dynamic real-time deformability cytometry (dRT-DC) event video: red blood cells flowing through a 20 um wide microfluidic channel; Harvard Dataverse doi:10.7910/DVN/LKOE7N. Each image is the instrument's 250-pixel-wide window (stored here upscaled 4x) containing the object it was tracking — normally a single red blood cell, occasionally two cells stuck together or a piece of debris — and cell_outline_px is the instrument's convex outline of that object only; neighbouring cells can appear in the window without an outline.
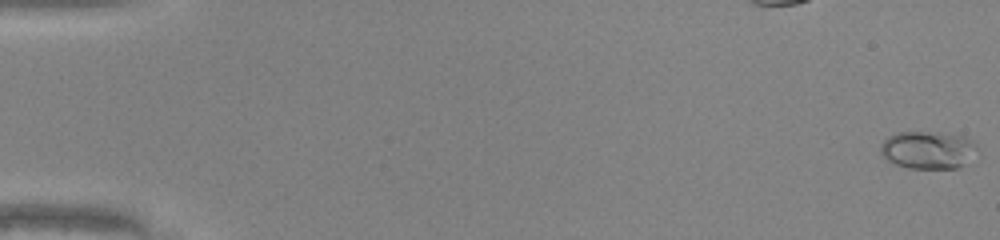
{"species": "common noctule bat (a hibernating species)", "species_latin": "Nyctalus noctula", "temperature_condition": "warm", "stored_images_in_passage": 50, "camera_frame_rate_fps": 3000, "um_per_image_px": 0.085, "animal": {"sex": "male", "body_mass_g": 20.0, "forearm_length_mm": 53.3}, "frame": {"image": 1, "passage_image": 1, "time_ms": 0.0, "image_size_px": [1000, 240], "cell_outline_px": [[980, 152], [956, 168], [908, 168], [884, 160], [880, 152], [880, 144], [888, 136], [896, 132], [940, 132], [964, 136], [972, 140], [976, 144]], "centroid_in_image_um": [78.87, 12.73], "position_along_channel_um": 6.1, "area_um2": 21.56}}
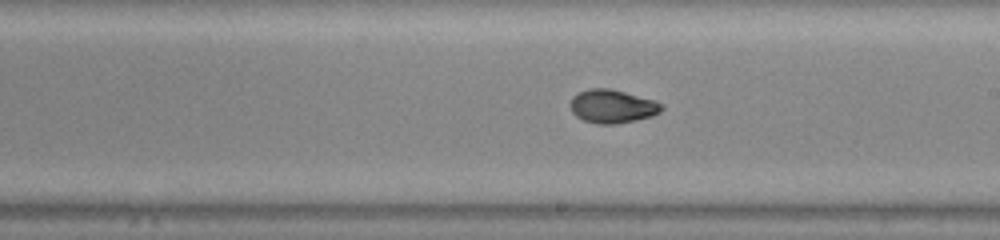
{"frame": {"image": 2, "passage_image": 30, "time_ms": 9.667, "image_size_px": [1000, 240], "cell_outline_px": [[664, 108], [660, 112], [652, 116], [636, 120], [616, 124], [596, 124], [584, 120], [576, 116], [572, 112], [568, 104], [572, 96], [588, 88], [608, 88], [656, 100], [664, 104]], "centroid_in_image_um": [52.05, 9.04], "position_along_channel_um": 237.0, "area_um2": 18.03}}
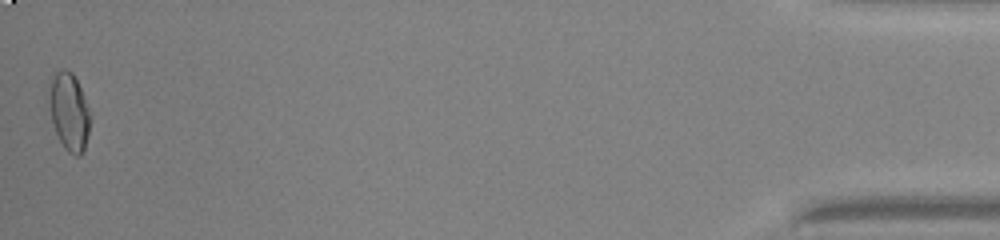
{"frame": {"image": 3, "passage_image": 50, "time_ms": 16.333, "image_size_px": [1000, 240], "cell_outline_px": [[88, 132], [84, 148], [80, 156], [76, 156], [68, 152], [64, 148], [52, 124], [44, 92], [56, 72], [64, 68], [72, 72], [80, 88], [88, 108]], "centroid_in_image_um": [5.78, 9.45], "position_along_channel_um": 429.4, "area_um2": 18.73}, "authors_computed_cell_mechanics": {"area_um2": 17.6868, "velocity_mm_per_s": 4.2351, "shape_relaxation_time_tau1_ms": 4.7753, "shape_relaxation_time_tau2_ms": 1.3092, "deformation_change_tau1": 0.1687, "deformation_change_tau2": 0.0426}}